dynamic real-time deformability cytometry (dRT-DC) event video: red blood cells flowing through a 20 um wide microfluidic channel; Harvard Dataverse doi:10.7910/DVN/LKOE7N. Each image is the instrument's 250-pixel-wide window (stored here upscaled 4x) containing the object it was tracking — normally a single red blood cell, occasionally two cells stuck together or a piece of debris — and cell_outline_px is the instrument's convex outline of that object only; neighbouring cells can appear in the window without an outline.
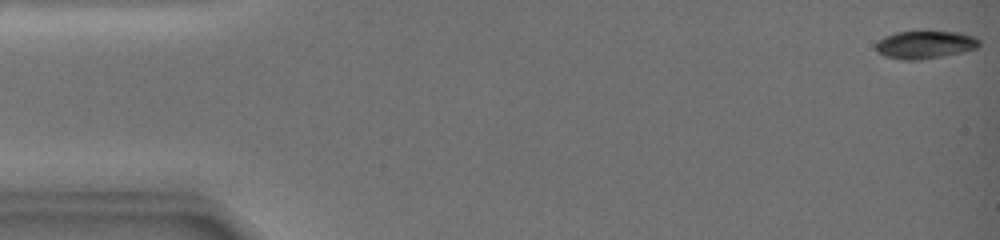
{"species": "common noctule bat (a hibernating species)", "species_latin": "Nyctalus noctula", "temperature_condition": "warm", "stored_images_in_passage": 55, "camera_frame_rate_fps": 3000, "um_per_image_px": 0.085, "animal": {"sex": "female", "body_mass_g": 19.0, "forearm_length_mm": 51.5}, "frame": {"image": 1, "passage_image": 1, "time_ms": 0.0, "image_size_px": [1000, 240], "cell_outline_px": [[980, 44], [976, 48], [960, 52], [920, 60], [900, 60], [884, 56], [876, 52], [876, 40], [884, 36], [896, 32], [960, 32], [976, 36], [980, 40]], "centroid_in_image_um": [78.59, 3.8], "position_along_channel_um": 6.4, "area_um2": 16.82}}
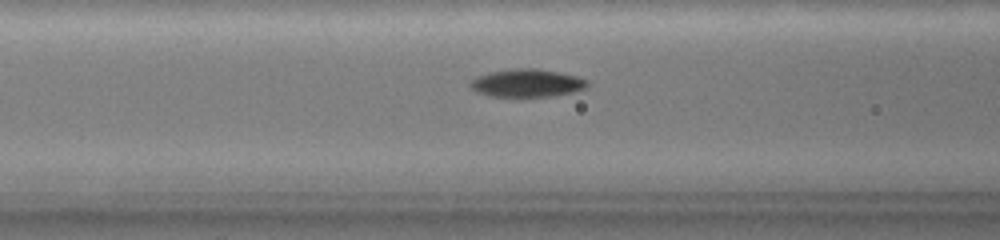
{"frame": {"image": 2, "passage_image": 44, "time_ms": 7.667, "image_size_px": [1000, 240], "cell_outline_px": [[588, 84], [584, 88], [572, 92], [548, 96], [492, 96], [480, 92], [472, 88], [472, 84], [480, 76], [496, 72], [516, 68], [536, 68], [576, 76], [588, 80]], "centroid_in_image_um": [44.89, 7.06], "position_along_channel_um": 121.7, "area_um2": 18.09}}
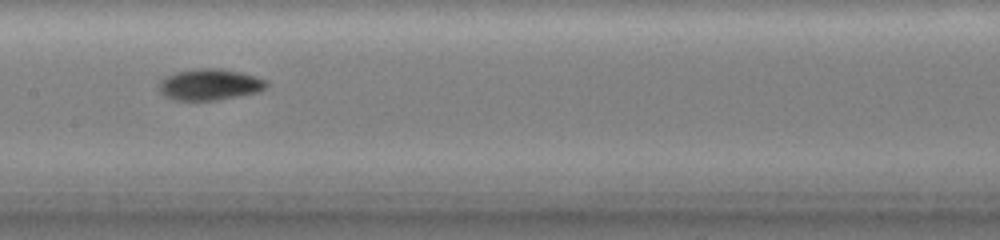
{"frame": {"image": 3, "passage_image": 54, "time_ms": 9.667, "image_size_px": [1000, 240], "cell_outline_px": [[264, 88], [256, 92], [208, 100], [180, 100], [164, 92], [160, 88], [160, 84], [168, 76], [176, 72], [192, 68], [220, 68], [240, 72], [264, 80]], "centroid_in_image_um": [17.82, 7.14], "position_along_channel_um": 189.6, "area_um2": 18.38}}